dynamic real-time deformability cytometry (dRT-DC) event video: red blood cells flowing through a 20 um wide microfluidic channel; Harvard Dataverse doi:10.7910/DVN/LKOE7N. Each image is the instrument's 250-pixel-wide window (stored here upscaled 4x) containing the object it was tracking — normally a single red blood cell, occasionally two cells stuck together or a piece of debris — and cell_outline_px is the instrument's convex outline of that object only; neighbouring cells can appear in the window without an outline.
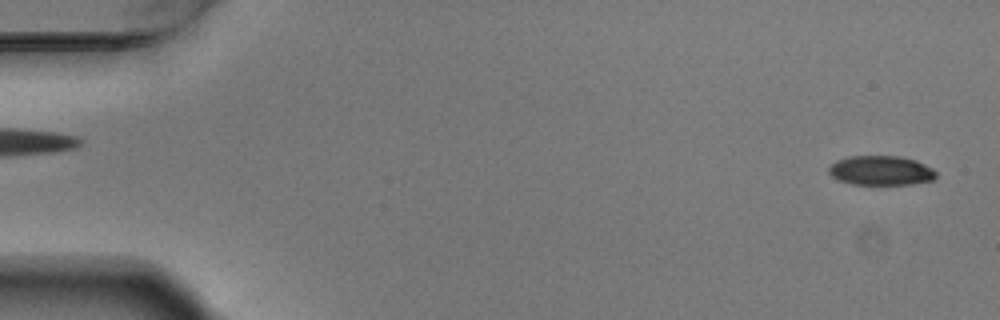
{"species": "Egyptian fruit bat (a non-hibernating species)", "species_latin": "Rousettus aegyptiacus", "temperature_condition": "warm", "stored_images_in_passage": 55, "camera_frame_rate_fps": 3000, "um_per_image_px": 0.085, "animal": {"sex": "male"}, "frame": {"image": 1, "passage_image": 2, "time_ms": 0.333, "image_size_px": [1000, 320], "cell_outline_px": [[936, 176], [932, 180], [912, 184], [852, 184], [840, 180], [832, 176], [828, 172], [828, 168], [836, 160], [848, 156], [900, 156], [916, 160], [932, 168], [936, 172]], "centroid_in_image_um": [74.87, 14.48], "position_along_channel_um": 10.1, "area_um2": 18.38}}
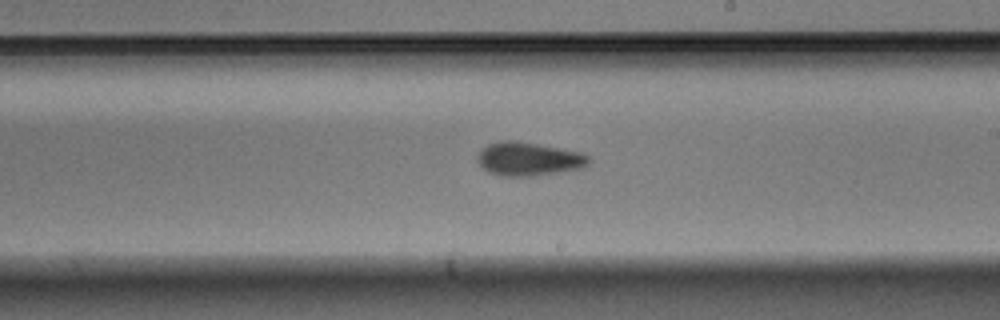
{"frame": {"image": 2, "passage_image": 32, "time_ms": 10.333, "image_size_px": [1000, 320], "cell_outline_px": [[592, 160], [584, 168], [532, 176], [500, 176], [488, 172], [476, 160], [476, 156], [488, 144], [500, 140], [516, 140], [560, 148], [580, 152], [588, 156]], "centroid_in_image_um": [44.93, 13.51], "position_along_channel_um": 244.1, "area_um2": 21.85}}
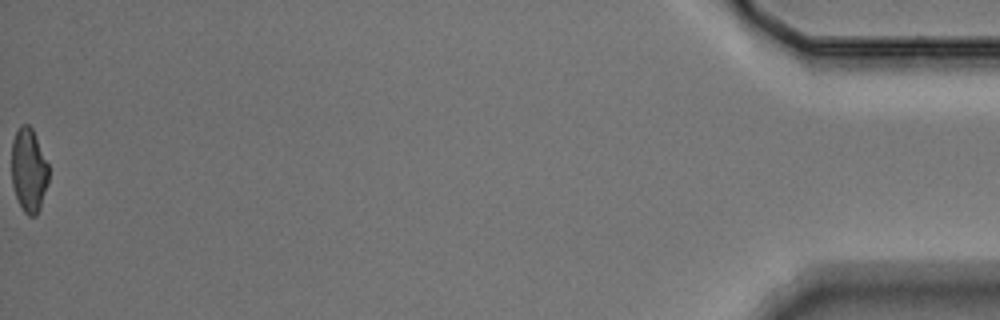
{"frame": {"image": 3, "passage_image": 55, "time_ms": 18.0, "image_size_px": [1000, 320], "cell_outline_px": [[48, 184], [40, 208], [36, 216], [28, 216], [24, 212], [16, 196], [12, 184], [12, 140], [20, 124], [28, 124], [32, 128], [48, 164]], "centroid_in_image_um": [2.45, 14.47], "position_along_channel_um": 432.8, "area_um2": 18.09}, "authors_computed_cell_mechanics": {"area_um2": 20.1144, "velocity_mm_per_s": 3.7339, "shape_relaxation_time_tau1_ms": 3.5011, "shape_relaxation_time_tau2_ms": 7.0634, "deformation_change_tau1": 0.1022, "deformation_change_tau2": 0.1308}}